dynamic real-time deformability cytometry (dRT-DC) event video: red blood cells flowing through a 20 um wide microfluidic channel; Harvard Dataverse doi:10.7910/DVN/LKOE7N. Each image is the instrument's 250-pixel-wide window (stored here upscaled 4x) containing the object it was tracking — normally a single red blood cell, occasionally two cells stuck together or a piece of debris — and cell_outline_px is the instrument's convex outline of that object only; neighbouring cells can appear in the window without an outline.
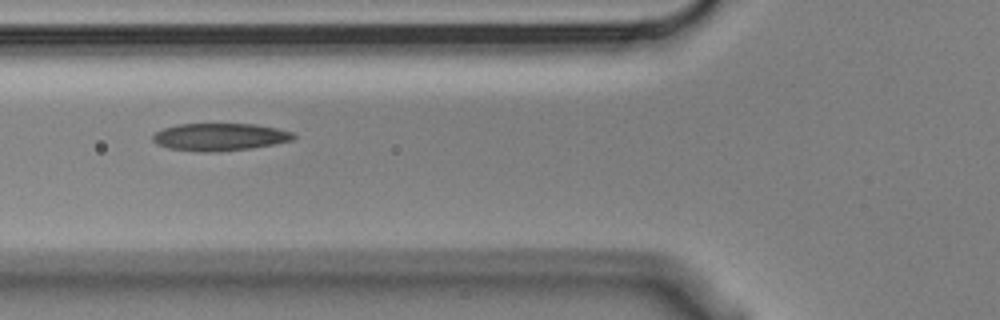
{"species": "Egyptian fruit bat (a non-hibernating species)", "species_latin": "Rousettus aegyptiacus", "temperature_condition": "cold", "stored_images_in_passage": 12, "camera_frame_rate_fps": 3000, "um_per_image_px": 0.085, "animal": {"sex": "male"}, "frame": {"image": 1, "passage_image": 3, "time_ms": 0.667, "image_size_px": [1000, 320], "cell_outline_px": [[296, 136], [292, 140], [252, 148], [212, 152], [204, 152], [168, 148], [156, 144], [152, 140], [152, 136], [156, 132], [164, 128], [176, 124], [256, 124], [276, 128], [292, 132]], "centroid_in_image_um": [18.65, 11.64], "position_along_channel_um": 107.2, "area_um2": 22.43}}
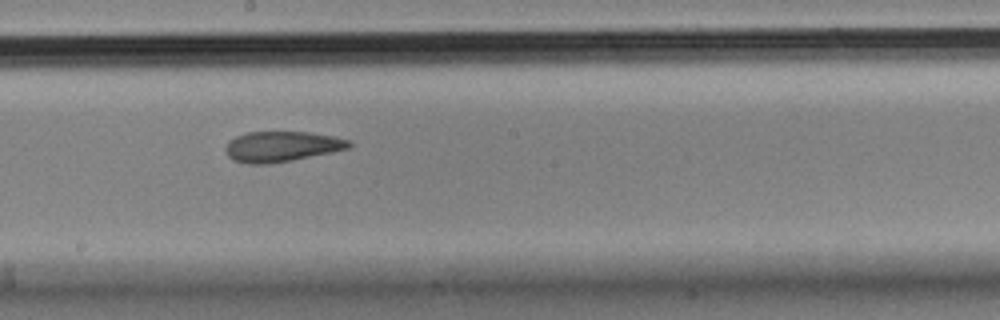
{"frame": {"image": 2, "passage_image": 6, "time_ms": 1.667, "image_size_px": [1000, 320], "cell_outline_px": [[352, 148], [272, 164], [248, 164], [232, 160], [228, 156], [224, 148], [228, 140], [236, 136], [248, 132], [308, 132], [336, 136], [352, 140]], "centroid_in_image_um": [23.96, 12.45], "position_along_channel_um": 224.2, "area_um2": 22.25}}
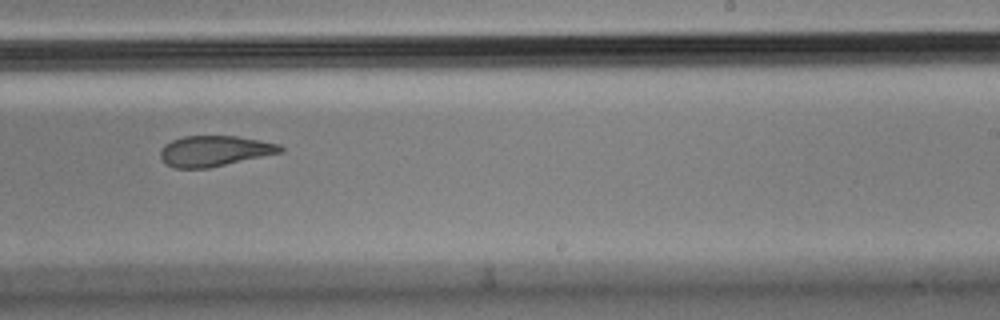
{"frame": {"image": 3, "passage_image": 7, "time_ms": 2.0, "image_size_px": [1000, 320], "cell_outline_px": [[284, 152], [208, 168], [176, 168], [168, 164], [160, 156], [160, 152], [164, 144], [172, 140], [184, 136], [236, 136], [260, 140], [280, 144], [284, 148]], "centroid_in_image_um": [18.27, 12.82], "position_along_channel_um": 270.7, "area_um2": 21.33}}